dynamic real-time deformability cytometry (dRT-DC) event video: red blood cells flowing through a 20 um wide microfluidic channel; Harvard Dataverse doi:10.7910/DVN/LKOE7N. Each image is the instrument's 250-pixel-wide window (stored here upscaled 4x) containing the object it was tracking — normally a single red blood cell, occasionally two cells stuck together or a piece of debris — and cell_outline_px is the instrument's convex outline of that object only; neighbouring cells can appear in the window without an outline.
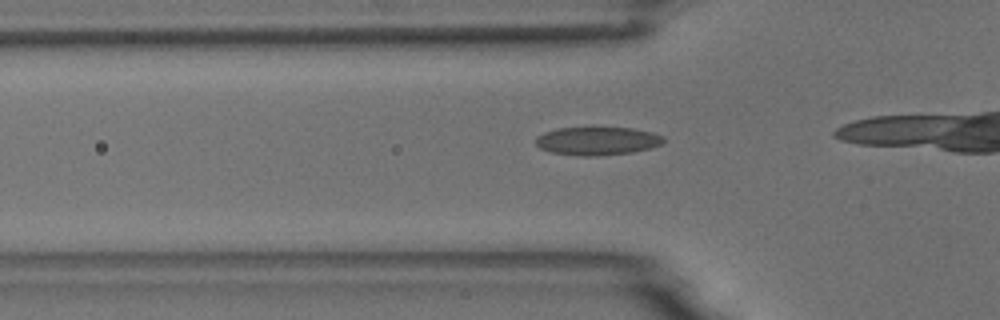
{"species": "common noctule bat (a hibernating species)", "species_latin": "Nyctalus noctula", "temperature_condition": "room temperature", "stored_images_in_passage": 18, "camera_frame_rate_fps": 3000, "um_per_image_px": 0.085, "animal": {"sex": "male", "body_mass_g": 18.8}, "frame": {"image": 1, "passage_image": 13, "time_ms": 4.0, "image_size_px": [1000, 320], "cell_outline_px": [[664, 140], [660, 144], [652, 148], [632, 152], [596, 156], [580, 156], [548, 152], [540, 148], [536, 144], [536, 136], [544, 132], [556, 128], [632, 128], [652, 132], [664, 136]], "centroid_in_image_um": [50.75, 11.99], "position_along_channel_um": 75.1, "area_um2": 21.1}}